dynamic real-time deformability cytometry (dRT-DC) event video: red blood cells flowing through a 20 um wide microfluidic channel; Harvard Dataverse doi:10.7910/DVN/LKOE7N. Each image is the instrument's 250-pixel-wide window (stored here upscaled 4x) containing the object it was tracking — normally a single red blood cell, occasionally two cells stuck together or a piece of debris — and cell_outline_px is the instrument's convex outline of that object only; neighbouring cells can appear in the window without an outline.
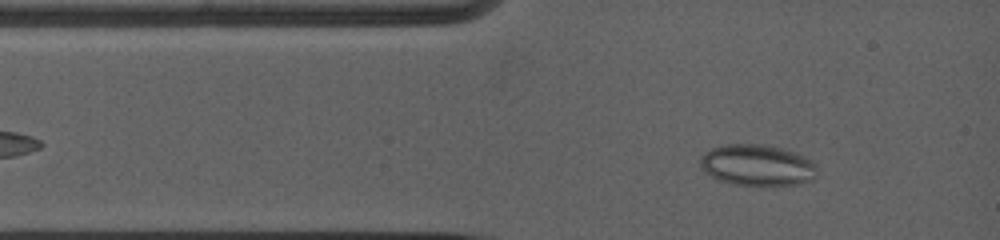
{"species": "common noctule bat (a hibernating species)", "species_latin": "Nyctalus noctula", "temperature_condition": "warm", "stored_images_in_passage": 5, "camera_frame_rate_fps": 5000, "um_per_image_px": 0.085, "animal": {"sex": "female", "body_mass_g": 19.0, "forearm_length_mm": 53.3}, "frame": {"image": 1, "passage_image": 2, "time_ms": 0.4, "image_size_px": [1000, 240], "cell_outline_px": [[816, 176], [812, 180], [800, 184], [772, 188], [732, 184], [720, 180], [704, 172], [700, 168], [700, 156], [704, 152], [720, 144], [764, 144], [780, 148], [792, 152], [816, 164]], "centroid_in_image_um": [64.34, 14.08], "position_along_channel_um": 20.7, "area_um2": 28.73}}
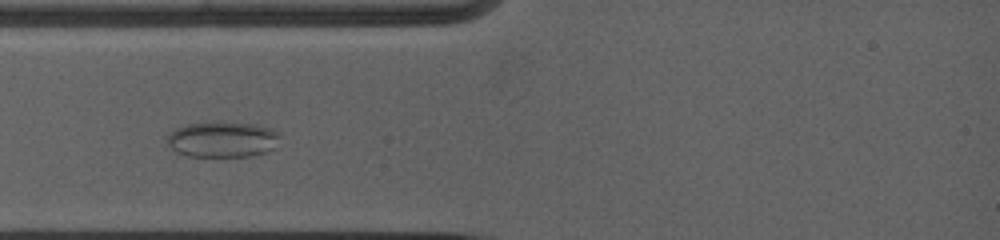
{"frame": {"image": 2, "passage_image": 4, "time_ms": 2.0, "image_size_px": [1000, 240], "cell_outline_px": [[280, 136], [272, 148], [268, 152], [252, 156], [188, 156], [176, 152], [168, 144], [168, 136], [176, 128], [188, 124], [216, 120], [252, 124], [268, 128], [280, 132]], "centroid_in_image_um": [18.91, 11.83], "position_along_channel_um": 66.1, "area_um2": 23.58}}